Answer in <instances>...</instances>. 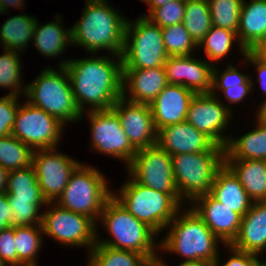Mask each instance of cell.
Wrapping results in <instances>:
<instances>
[{
	"label": "cell",
	"mask_w": 266,
	"mask_h": 266,
	"mask_svg": "<svg viewBox=\"0 0 266 266\" xmlns=\"http://www.w3.org/2000/svg\"><path fill=\"white\" fill-rule=\"evenodd\" d=\"M61 66L67 69L76 103L82 113L85 105L90 106L88 111L112 109L122 97L121 56L62 60L58 67Z\"/></svg>",
	"instance_id": "obj_1"
},
{
	"label": "cell",
	"mask_w": 266,
	"mask_h": 266,
	"mask_svg": "<svg viewBox=\"0 0 266 266\" xmlns=\"http://www.w3.org/2000/svg\"><path fill=\"white\" fill-rule=\"evenodd\" d=\"M186 211H178L169 222L167 236L160 240L159 250L184 257L181 263L200 266L215 265L218 256L219 241L223 243L204 223L196 211L189 206Z\"/></svg>",
	"instance_id": "obj_2"
},
{
	"label": "cell",
	"mask_w": 266,
	"mask_h": 266,
	"mask_svg": "<svg viewBox=\"0 0 266 266\" xmlns=\"http://www.w3.org/2000/svg\"><path fill=\"white\" fill-rule=\"evenodd\" d=\"M82 17L71 26V45L84 47L89 54L100 49L121 56L127 19L107 0H86Z\"/></svg>",
	"instance_id": "obj_3"
},
{
	"label": "cell",
	"mask_w": 266,
	"mask_h": 266,
	"mask_svg": "<svg viewBox=\"0 0 266 266\" xmlns=\"http://www.w3.org/2000/svg\"><path fill=\"white\" fill-rule=\"evenodd\" d=\"M99 219L112 239L99 240L96 243L108 247L129 250L142 254L148 261L156 259L159 247L154 241L158 235L151 227L139 221L128 212L113 196L106 202Z\"/></svg>",
	"instance_id": "obj_4"
},
{
	"label": "cell",
	"mask_w": 266,
	"mask_h": 266,
	"mask_svg": "<svg viewBox=\"0 0 266 266\" xmlns=\"http://www.w3.org/2000/svg\"><path fill=\"white\" fill-rule=\"evenodd\" d=\"M56 71L46 68L32 83L26 86L27 101L48 114L59 119L63 124L82 119L83 113L78 108L72 90L71 80L65 66Z\"/></svg>",
	"instance_id": "obj_5"
},
{
	"label": "cell",
	"mask_w": 266,
	"mask_h": 266,
	"mask_svg": "<svg viewBox=\"0 0 266 266\" xmlns=\"http://www.w3.org/2000/svg\"><path fill=\"white\" fill-rule=\"evenodd\" d=\"M128 179L121 185L118 194L112 192V196L139 221L159 234L182 210L181 205L170 194L139 184L131 176Z\"/></svg>",
	"instance_id": "obj_6"
},
{
	"label": "cell",
	"mask_w": 266,
	"mask_h": 266,
	"mask_svg": "<svg viewBox=\"0 0 266 266\" xmlns=\"http://www.w3.org/2000/svg\"><path fill=\"white\" fill-rule=\"evenodd\" d=\"M112 192L101 171L81 163L71 174L62 194L59 206L91 218L96 224Z\"/></svg>",
	"instance_id": "obj_7"
},
{
	"label": "cell",
	"mask_w": 266,
	"mask_h": 266,
	"mask_svg": "<svg viewBox=\"0 0 266 266\" xmlns=\"http://www.w3.org/2000/svg\"><path fill=\"white\" fill-rule=\"evenodd\" d=\"M171 163L180 199L192 203L211 193L215 174L224 164V151L177 154L171 156Z\"/></svg>",
	"instance_id": "obj_8"
},
{
	"label": "cell",
	"mask_w": 266,
	"mask_h": 266,
	"mask_svg": "<svg viewBox=\"0 0 266 266\" xmlns=\"http://www.w3.org/2000/svg\"><path fill=\"white\" fill-rule=\"evenodd\" d=\"M123 69H151L164 66L167 55L161 28L148 18L140 16L133 22L127 19Z\"/></svg>",
	"instance_id": "obj_9"
},
{
	"label": "cell",
	"mask_w": 266,
	"mask_h": 266,
	"mask_svg": "<svg viewBox=\"0 0 266 266\" xmlns=\"http://www.w3.org/2000/svg\"><path fill=\"white\" fill-rule=\"evenodd\" d=\"M53 209L42 213L43 234L65 246L86 247L89 252L96 244V223L89 217L49 202Z\"/></svg>",
	"instance_id": "obj_10"
},
{
	"label": "cell",
	"mask_w": 266,
	"mask_h": 266,
	"mask_svg": "<svg viewBox=\"0 0 266 266\" xmlns=\"http://www.w3.org/2000/svg\"><path fill=\"white\" fill-rule=\"evenodd\" d=\"M18 107L11 134L33 150L58 148L65 124L28 101Z\"/></svg>",
	"instance_id": "obj_11"
},
{
	"label": "cell",
	"mask_w": 266,
	"mask_h": 266,
	"mask_svg": "<svg viewBox=\"0 0 266 266\" xmlns=\"http://www.w3.org/2000/svg\"><path fill=\"white\" fill-rule=\"evenodd\" d=\"M127 170L137 183L170 194L183 206L173 177L171 155L157 145L137 150Z\"/></svg>",
	"instance_id": "obj_12"
},
{
	"label": "cell",
	"mask_w": 266,
	"mask_h": 266,
	"mask_svg": "<svg viewBox=\"0 0 266 266\" xmlns=\"http://www.w3.org/2000/svg\"><path fill=\"white\" fill-rule=\"evenodd\" d=\"M86 115L90 122V147L100 154L123 160L128 167L137 150L131 145L117 113L108 109L88 111Z\"/></svg>",
	"instance_id": "obj_13"
},
{
	"label": "cell",
	"mask_w": 266,
	"mask_h": 266,
	"mask_svg": "<svg viewBox=\"0 0 266 266\" xmlns=\"http://www.w3.org/2000/svg\"><path fill=\"white\" fill-rule=\"evenodd\" d=\"M58 149L34 150L32 166L47 202H55L66 187L71 174L81 162L56 152Z\"/></svg>",
	"instance_id": "obj_14"
},
{
	"label": "cell",
	"mask_w": 266,
	"mask_h": 266,
	"mask_svg": "<svg viewBox=\"0 0 266 266\" xmlns=\"http://www.w3.org/2000/svg\"><path fill=\"white\" fill-rule=\"evenodd\" d=\"M218 95L198 93L192 98L186 121L223 148L230 136L223 135L231 118V107L219 100Z\"/></svg>",
	"instance_id": "obj_15"
},
{
	"label": "cell",
	"mask_w": 266,
	"mask_h": 266,
	"mask_svg": "<svg viewBox=\"0 0 266 266\" xmlns=\"http://www.w3.org/2000/svg\"><path fill=\"white\" fill-rule=\"evenodd\" d=\"M112 109L117 113L122 128L136 150L156 145L157 130L150 105L130 102L121 97Z\"/></svg>",
	"instance_id": "obj_16"
},
{
	"label": "cell",
	"mask_w": 266,
	"mask_h": 266,
	"mask_svg": "<svg viewBox=\"0 0 266 266\" xmlns=\"http://www.w3.org/2000/svg\"><path fill=\"white\" fill-rule=\"evenodd\" d=\"M213 66L191 55L169 56L164 63L169 85H182L198 93H210Z\"/></svg>",
	"instance_id": "obj_17"
},
{
	"label": "cell",
	"mask_w": 266,
	"mask_h": 266,
	"mask_svg": "<svg viewBox=\"0 0 266 266\" xmlns=\"http://www.w3.org/2000/svg\"><path fill=\"white\" fill-rule=\"evenodd\" d=\"M156 145L171 156L205 151H224L223 147L216 145L208 136L187 121L159 129Z\"/></svg>",
	"instance_id": "obj_18"
},
{
	"label": "cell",
	"mask_w": 266,
	"mask_h": 266,
	"mask_svg": "<svg viewBox=\"0 0 266 266\" xmlns=\"http://www.w3.org/2000/svg\"><path fill=\"white\" fill-rule=\"evenodd\" d=\"M191 207L224 245L237 237L242 217L210 194L197 197Z\"/></svg>",
	"instance_id": "obj_19"
},
{
	"label": "cell",
	"mask_w": 266,
	"mask_h": 266,
	"mask_svg": "<svg viewBox=\"0 0 266 266\" xmlns=\"http://www.w3.org/2000/svg\"><path fill=\"white\" fill-rule=\"evenodd\" d=\"M196 93L182 85H167L149 104L155 129L186 121L190 102Z\"/></svg>",
	"instance_id": "obj_20"
},
{
	"label": "cell",
	"mask_w": 266,
	"mask_h": 266,
	"mask_svg": "<svg viewBox=\"0 0 266 266\" xmlns=\"http://www.w3.org/2000/svg\"><path fill=\"white\" fill-rule=\"evenodd\" d=\"M167 85L164 66L123 69L122 97L127 101L149 105Z\"/></svg>",
	"instance_id": "obj_21"
},
{
	"label": "cell",
	"mask_w": 266,
	"mask_h": 266,
	"mask_svg": "<svg viewBox=\"0 0 266 266\" xmlns=\"http://www.w3.org/2000/svg\"><path fill=\"white\" fill-rule=\"evenodd\" d=\"M230 246L255 255L266 250V201L253 202L241 218L239 233Z\"/></svg>",
	"instance_id": "obj_22"
},
{
	"label": "cell",
	"mask_w": 266,
	"mask_h": 266,
	"mask_svg": "<svg viewBox=\"0 0 266 266\" xmlns=\"http://www.w3.org/2000/svg\"><path fill=\"white\" fill-rule=\"evenodd\" d=\"M237 36L243 56L266 38V0H243Z\"/></svg>",
	"instance_id": "obj_23"
},
{
	"label": "cell",
	"mask_w": 266,
	"mask_h": 266,
	"mask_svg": "<svg viewBox=\"0 0 266 266\" xmlns=\"http://www.w3.org/2000/svg\"><path fill=\"white\" fill-rule=\"evenodd\" d=\"M210 195L241 217L245 215L253 204L238 177L225 163L215 174Z\"/></svg>",
	"instance_id": "obj_24"
},
{
	"label": "cell",
	"mask_w": 266,
	"mask_h": 266,
	"mask_svg": "<svg viewBox=\"0 0 266 266\" xmlns=\"http://www.w3.org/2000/svg\"><path fill=\"white\" fill-rule=\"evenodd\" d=\"M253 202L266 201V160L224 159Z\"/></svg>",
	"instance_id": "obj_25"
},
{
	"label": "cell",
	"mask_w": 266,
	"mask_h": 266,
	"mask_svg": "<svg viewBox=\"0 0 266 266\" xmlns=\"http://www.w3.org/2000/svg\"><path fill=\"white\" fill-rule=\"evenodd\" d=\"M224 70L225 71L221 72V70L213 66L210 93L216 96L217 88L223 92L222 94H224V97L230 105H233V103H240L246 99L249 92H252L250 90H254L252 77L242 74L235 66H232V64H229Z\"/></svg>",
	"instance_id": "obj_26"
},
{
	"label": "cell",
	"mask_w": 266,
	"mask_h": 266,
	"mask_svg": "<svg viewBox=\"0 0 266 266\" xmlns=\"http://www.w3.org/2000/svg\"><path fill=\"white\" fill-rule=\"evenodd\" d=\"M256 123L254 130L239 138H229L224 159L266 160V124Z\"/></svg>",
	"instance_id": "obj_27"
},
{
	"label": "cell",
	"mask_w": 266,
	"mask_h": 266,
	"mask_svg": "<svg viewBox=\"0 0 266 266\" xmlns=\"http://www.w3.org/2000/svg\"><path fill=\"white\" fill-rule=\"evenodd\" d=\"M56 20L44 25L36 21L33 35L34 46L40 54L46 57H59L67 45H71V28L63 29L62 17L57 13Z\"/></svg>",
	"instance_id": "obj_28"
},
{
	"label": "cell",
	"mask_w": 266,
	"mask_h": 266,
	"mask_svg": "<svg viewBox=\"0 0 266 266\" xmlns=\"http://www.w3.org/2000/svg\"><path fill=\"white\" fill-rule=\"evenodd\" d=\"M36 21L35 17L27 14L9 17L0 29V40L4 49L18 51L21 54L33 40Z\"/></svg>",
	"instance_id": "obj_29"
},
{
	"label": "cell",
	"mask_w": 266,
	"mask_h": 266,
	"mask_svg": "<svg viewBox=\"0 0 266 266\" xmlns=\"http://www.w3.org/2000/svg\"><path fill=\"white\" fill-rule=\"evenodd\" d=\"M5 192L8 199L47 202L43 197L33 166L17 169L8 173Z\"/></svg>",
	"instance_id": "obj_30"
},
{
	"label": "cell",
	"mask_w": 266,
	"mask_h": 266,
	"mask_svg": "<svg viewBox=\"0 0 266 266\" xmlns=\"http://www.w3.org/2000/svg\"><path fill=\"white\" fill-rule=\"evenodd\" d=\"M42 235V225L15 226L17 266H38L36 259L43 244Z\"/></svg>",
	"instance_id": "obj_31"
},
{
	"label": "cell",
	"mask_w": 266,
	"mask_h": 266,
	"mask_svg": "<svg viewBox=\"0 0 266 266\" xmlns=\"http://www.w3.org/2000/svg\"><path fill=\"white\" fill-rule=\"evenodd\" d=\"M88 266H143L148 260L134 251L95 244L88 253Z\"/></svg>",
	"instance_id": "obj_32"
},
{
	"label": "cell",
	"mask_w": 266,
	"mask_h": 266,
	"mask_svg": "<svg viewBox=\"0 0 266 266\" xmlns=\"http://www.w3.org/2000/svg\"><path fill=\"white\" fill-rule=\"evenodd\" d=\"M34 150L12 134L0 137V166L8 172L32 165Z\"/></svg>",
	"instance_id": "obj_33"
},
{
	"label": "cell",
	"mask_w": 266,
	"mask_h": 266,
	"mask_svg": "<svg viewBox=\"0 0 266 266\" xmlns=\"http://www.w3.org/2000/svg\"><path fill=\"white\" fill-rule=\"evenodd\" d=\"M183 25L199 45L213 25L208 1H186Z\"/></svg>",
	"instance_id": "obj_34"
},
{
	"label": "cell",
	"mask_w": 266,
	"mask_h": 266,
	"mask_svg": "<svg viewBox=\"0 0 266 266\" xmlns=\"http://www.w3.org/2000/svg\"><path fill=\"white\" fill-rule=\"evenodd\" d=\"M233 42L239 43L237 32L212 25L204 39L199 43L198 48H204L205 56L214 65L213 62H220L228 55Z\"/></svg>",
	"instance_id": "obj_35"
},
{
	"label": "cell",
	"mask_w": 266,
	"mask_h": 266,
	"mask_svg": "<svg viewBox=\"0 0 266 266\" xmlns=\"http://www.w3.org/2000/svg\"><path fill=\"white\" fill-rule=\"evenodd\" d=\"M18 51L4 49L0 55V87L10 88L8 94L17 96L25 94L26 87L22 86L21 62ZM23 91V92H22Z\"/></svg>",
	"instance_id": "obj_36"
},
{
	"label": "cell",
	"mask_w": 266,
	"mask_h": 266,
	"mask_svg": "<svg viewBox=\"0 0 266 266\" xmlns=\"http://www.w3.org/2000/svg\"><path fill=\"white\" fill-rule=\"evenodd\" d=\"M161 32L168 56H188L198 48L183 23L161 28Z\"/></svg>",
	"instance_id": "obj_37"
},
{
	"label": "cell",
	"mask_w": 266,
	"mask_h": 266,
	"mask_svg": "<svg viewBox=\"0 0 266 266\" xmlns=\"http://www.w3.org/2000/svg\"><path fill=\"white\" fill-rule=\"evenodd\" d=\"M243 0H208L212 24L237 32Z\"/></svg>",
	"instance_id": "obj_38"
},
{
	"label": "cell",
	"mask_w": 266,
	"mask_h": 266,
	"mask_svg": "<svg viewBox=\"0 0 266 266\" xmlns=\"http://www.w3.org/2000/svg\"><path fill=\"white\" fill-rule=\"evenodd\" d=\"M8 203L12 208L11 226L41 225L42 212L40 214L39 210L43 205L49 206V202H31L23 199H8Z\"/></svg>",
	"instance_id": "obj_39"
},
{
	"label": "cell",
	"mask_w": 266,
	"mask_h": 266,
	"mask_svg": "<svg viewBox=\"0 0 266 266\" xmlns=\"http://www.w3.org/2000/svg\"><path fill=\"white\" fill-rule=\"evenodd\" d=\"M185 5V0H171L155 8L146 18L160 28L180 24L183 23Z\"/></svg>",
	"instance_id": "obj_40"
},
{
	"label": "cell",
	"mask_w": 266,
	"mask_h": 266,
	"mask_svg": "<svg viewBox=\"0 0 266 266\" xmlns=\"http://www.w3.org/2000/svg\"><path fill=\"white\" fill-rule=\"evenodd\" d=\"M19 97L7 94L0 98V137L11 134L20 103Z\"/></svg>",
	"instance_id": "obj_41"
},
{
	"label": "cell",
	"mask_w": 266,
	"mask_h": 266,
	"mask_svg": "<svg viewBox=\"0 0 266 266\" xmlns=\"http://www.w3.org/2000/svg\"><path fill=\"white\" fill-rule=\"evenodd\" d=\"M0 257L7 266H17L15 226L0 231Z\"/></svg>",
	"instance_id": "obj_42"
},
{
	"label": "cell",
	"mask_w": 266,
	"mask_h": 266,
	"mask_svg": "<svg viewBox=\"0 0 266 266\" xmlns=\"http://www.w3.org/2000/svg\"><path fill=\"white\" fill-rule=\"evenodd\" d=\"M226 247L230 249L229 251L233 252L231 253L232 255L228 261L224 262L225 264H220V257L218 256L215 266H255L256 258L260 257L255 254L239 251L230 245H226Z\"/></svg>",
	"instance_id": "obj_43"
},
{
	"label": "cell",
	"mask_w": 266,
	"mask_h": 266,
	"mask_svg": "<svg viewBox=\"0 0 266 266\" xmlns=\"http://www.w3.org/2000/svg\"><path fill=\"white\" fill-rule=\"evenodd\" d=\"M243 57L244 61L250 62L251 65L254 64L256 67L255 70L258 73L257 81L260 83L261 90L266 96V63L260 60L252 51H247Z\"/></svg>",
	"instance_id": "obj_44"
},
{
	"label": "cell",
	"mask_w": 266,
	"mask_h": 266,
	"mask_svg": "<svg viewBox=\"0 0 266 266\" xmlns=\"http://www.w3.org/2000/svg\"><path fill=\"white\" fill-rule=\"evenodd\" d=\"M12 208L8 203L7 193H0V231L11 227Z\"/></svg>",
	"instance_id": "obj_45"
},
{
	"label": "cell",
	"mask_w": 266,
	"mask_h": 266,
	"mask_svg": "<svg viewBox=\"0 0 266 266\" xmlns=\"http://www.w3.org/2000/svg\"><path fill=\"white\" fill-rule=\"evenodd\" d=\"M260 60L266 63V38H264L253 50H251Z\"/></svg>",
	"instance_id": "obj_46"
},
{
	"label": "cell",
	"mask_w": 266,
	"mask_h": 266,
	"mask_svg": "<svg viewBox=\"0 0 266 266\" xmlns=\"http://www.w3.org/2000/svg\"><path fill=\"white\" fill-rule=\"evenodd\" d=\"M0 3L4 13H7L8 8H10L11 6L14 8L19 7L20 9L24 8V0H0Z\"/></svg>",
	"instance_id": "obj_47"
},
{
	"label": "cell",
	"mask_w": 266,
	"mask_h": 266,
	"mask_svg": "<svg viewBox=\"0 0 266 266\" xmlns=\"http://www.w3.org/2000/svg\"><path fill=\"white\" fill-rule=\"evenodd\" d=\"M259 109H257V115L255 117L256 120L260 123H265L266 124V98L264 99V101L261 102V105H259Z\"/></svg>",
	"instance_id": "obj_48"
},
{
	"label": "cell",
	"mask_w": 266,
	"mask_h": 266,
	"mask_svg": "<svg viewBox=\"0 0 266 266\" xmlns=\"http://www.w3.org/2000/svg\"><path fill=\"white\" fill-rule=\"evenodd\" d=\"M169 1L171 0H148L146 4L149 6V13L142 16L147 17L155 8H158Z\"/></svg>",
	"instance_id": "obj_49"
},
{
	"label": "cell",
	"mask_w": 266,
	"mask_h": 266,
	"mask_svg": "<svg viewBox=\"0 0 266 266\" xmlns=\"http://www.w3.org/2000/svg\"><path fill=\"white\" fill-rule=\"evenodd\" d=\"M8 173L6 169L0 166V193L5 192Z\"/></svg>",
	"instance_id": "obj_50"
},
{
	"label": "cell",
	"mask_w": 266,
	"mask_h": 266,
	"mask_svg": "<svg viewBox=\"0 0 266 266\" xmlns=\"http://www.w3.org/2000/svg\"><path fill=\"white\" fill-rule=\"evenodd\" d=\"M156 260H157L162 266H167L166 263H164L160 257H157ZM178 266H200V265H197V264L180 263V264H178Z\"/></svg>",
	"instance_id": "obj_51"
},
{
	"label": "cell",
	"mask_w": 266,
	"mask_h": 266,
	"mask_svg": "<svg viewBox=\"0 0 266 266\" xmlns=\"http://www.w3.org/2000/svg\"><path fill=\"white\" fill-rule=\"evenodd\" d=\"M143 266H162L156 259L147 261Z\"/></svg>",
	"instance_id": "obj_52"
},
{
	"label": "cell",
	"mask_w": 266,
	"mask_h": 266,
	"mask_svg": "<svg viewBox=\"0 0 266 266\" xmlns=\"http://www.w3.org/2000/svg\"><path fill=\"white\" fill-rule=\"evenodd\" d=\"M255 266H266V261H259V259L256 258Z\"/></svg>",
	"instance_id": "obj_53"
},
{
	"label": "cell",
	"mask_w": 266,
	"mask_h": 266,
	"mask_svg": "<svg viewBox=\"0 0 266 266\" xmlns=\"http://www.w3.org/2000/svg\"><path fill=\"white\" fill-rule=\"evenodd\" d=\"M0 266H7V265L2 261L1 257H0Z\"/></svg>",
	"instance_id": "obj_54"
},
{
	"label": "cell",
	"mask_w": 266,
	"mask_h": 266,
	"mask_svg": "<svg viewBox=\"0 0 266 266\" xmlns=\"http://www.w3.org/2000/svg\"><path fill=\"white\" fill-rule=\"evenodd\" d=\"M4 14V11H3V9H2V6H1V3H0V14Z\"/></svg>",
	"instance_id": "obj_55"
},
{
	"label": "cell",
	"mask_w": 266,
	"mask_h": 266,
	"mask_svg": "<svg viewBox=\"0 0 266 266\" xmlns=\"http://www.w3.org/2000/svg\"><path fill=\"white\" fill-rule=\"evenodd\" d=\"M143 3H147L148 2V0H141Z\"/></svg>",
	"instance_id": "obj_56"
},
{
	"label": "cell",
	"mask_w": 266,
	"mask_h": 266,
	"mask_svg": "<svg viewBox=\"0 0 266 266\" xmlns=\"http://www.w3.org/2000/svg\"><path fill=\"white\" fill-rule=\"evenodd\" d=\"M185 1H198V0H185ZM205 1H208V0H205Z\"/></svg>",
	"instance_id": "obj_57"
}]
</instances>
